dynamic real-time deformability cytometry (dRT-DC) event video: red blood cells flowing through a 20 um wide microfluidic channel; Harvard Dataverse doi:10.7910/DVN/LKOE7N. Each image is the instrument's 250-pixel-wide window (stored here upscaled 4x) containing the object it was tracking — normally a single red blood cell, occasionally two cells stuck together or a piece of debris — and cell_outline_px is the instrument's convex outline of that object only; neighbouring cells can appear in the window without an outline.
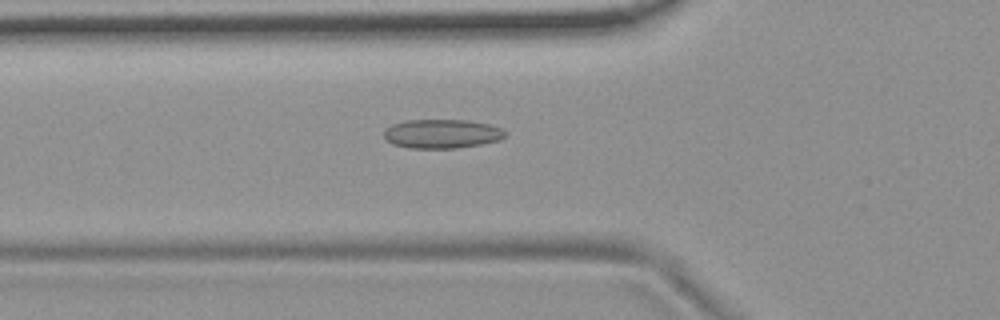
{"species": "common noctule bat (a hibernating species)", "species_latin": "Nyctalus noctula", "temperature_condition": "room temperature", "stored_images_in_passage": 54, "camera_frame_rate_fps": 3000, "um_per_image_px": 0.085, "animal": {"sex": "female", "body_mass_g": 19.9}, "frame": {"image": 1, "passage_image": 19, "time_ms": 6.0, "image_size_px": [1000, 320], "cell_outline_px": [[504, 136], [500, 140], [480, 144], [456, 148], [408, 148], [392, 144], [384, 136], [384, 128], [392, 124], [408, 120], [468, 120], [488, 124], [500, 128], [504, 132]], "centroid_in_image_um": [37.52, 11.37], "position_along_channel_um": 88.3, "area_um2": 20.4}}
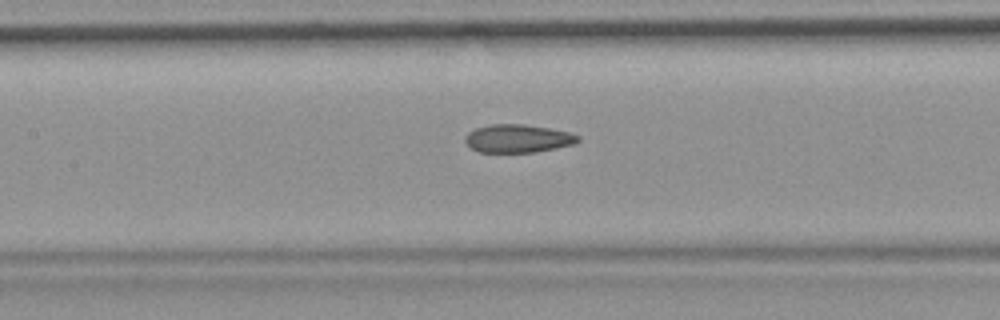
{"frame": {"image": 2, "passage_image": 25, "time_ms": 8.0, "image_size_px": [1000, 320], "cell_outline_px": [[580, 140], [576, 144], [536, 152], [480, 152], [472, 148], [464, 140], [464, 136], [468, 132], [476, 128], [492, 124], [524, 124], [548, 128], [568, 132], [580, 136]], "centroid_in_image_um": [44.03, 11.77], "position_along_channel_um": 163.4, "area_um2": 18.5}}
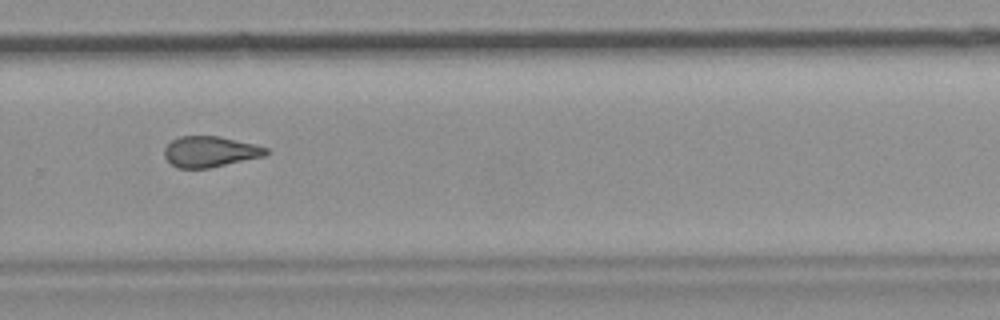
{"frame": {"image": 3, "passage_image": 37, "time_ms": 12.0, "image_size_px": [1000, 320], "cell_outline_px": [[268, 152], [264, 156], [208, 168], [176, 168], [164, 156], [164, 148], [172, 140], [180, 136], [220, 136], [256, 144], [268, 148]], "centroid_in_image_um": [17.85, 12.88], "position_along_channel_um": 311.9, "area_um2": 18.21}, "authors_computed_cell_mechanics": {"area_um2": 19.363, "velocity_mm_per_s": 3.7321, "shape_relaxation_time_tau1_ms": null, "shape_relaxation_time_tau2_ms": 2.486, "deformation_change_tau1": null, "deformation_change_tau2": 0.1043}}